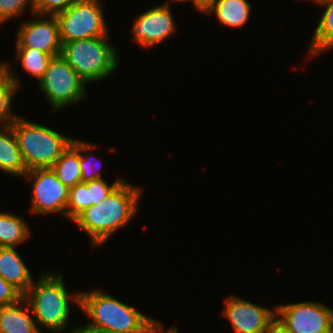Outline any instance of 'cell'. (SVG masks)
Returning a JSON list of instances; mask_svg holds the SVG:
<instances>
[{
	"instance_id": "obj_1",
	"label": "cell",
	"mask_w": 333,
	"mask_h": 333,
	"mask_svg": "<svg viewBox=\"0 0 333 333\" xmlns=\"http://www.w3.org/2000/svg\"><path fill=\"white\" fill-rule=\"evenodd\" d=\"M141 192L142 188L123 180L107 198L86 208L73 222L89 235L93 248L102 245L137 213Z\"/></svg>"
},
{
	"instance_id": "obj_2",
	"label": "cell",
	"mask_w": 333,
	"mask_h": 333,
	"mask_svg": "<svg viewBox=\"0 0 333 333\" xmlns=\"http://www.w3.org/2000/svg\"><path fill=\"white\" fill-rule=\"evenodd\" d=\"M81 309L90 324L110 333H158V321L101 290L80 292Z\"/></svg>"
},
{
	"instance_id": "obj_3",
	"label": "cell",
	"mask_w": 333,
	"mask_h": 333,
	"mask_svg": "<svg viewBox=\"0 0 333 333\" xmlns=\"http://www.w3.org/2000/svg\"><path fill=\"white\" fill-rule=\"evenodd\" d=\"M33 281L23 297L28 301L36 325L59 333L67 327L70 316V299L80 305V293L69 295L60 274L42 273L36 284Z\"/></svg>"
},
{
	"instance_id": "obj_4",
	"label": "cell",
	"mask_w": 333,
	"mask_h": 333,
	"mask_svg": "<svg viewBox=\"0 0 333 333\" xmlns=\"http://www.w3.org/2000/svg\"><path fill=\"white\" fill-rule=\"evenodd\" d=\"M11 126L27 171L35 168H50L73 140L19 116Z\"/></svg>"
},
{
	"instance_id": "obj_5",
	"label": "cell",
	"mask_w": 333,
	"mask_h": 333,
	"mask_svg": "<svg viewBox=\"0 0 333 333\" xmlns=\"http://www.w3.org/2000/svg\"><path fill=\"white\" fill-rule=\"evenodd\" d=\"M108 37L62 43L61 56L86 83L102 80L118 67V53Z\"/></svg>"
},
{
	"instance_id": "obj_6",
	"label": "cell",
	"mask_w": 333,
	"mask_h": 333,
	"mask_svg": "<svg viewBox=\"0 0 333 333\" xmlns=\"http://www.w3.org/2000/svg\"><path fill=\"white\" fill-rule=\"evenodd\" d=\"M100 0H76L65 11L55 16L61 43L108 36Z\"/></svg>"
},
{
	"instance_id": "obj_7",
	"label": "cell",
	"mask_w": 333,
	"mask_h": 333,
	"mask_svg": "<svg viewBox=\"0 0 333 333\" xmlns=\"http://www.w3.org/2000/svg\"><path fill=\"white\" fill-rule=\"evenodd\" d=\"M41 92L54 112L68 104L86 100L87 84L61 56L51 58L43 77L38 81Z\"/></svg>"
},
{
	"instance_id": "obj_8",
	"label": "cell",
	"mask_w": 333,
	"mask_h": 333,
	"mask_svg": "<svg viewBox=\"0 0 333 333\" xmlns=\"http://www.w3.org/2000/svg\"><path fill=\"white\" fill-rule=\"evenodd\" d=\"M276 316L291 333H333V310L317 302L282 304Z\"/></svg>"
},
{
	"instance_id": "obj_9",
	"label": "cell",
	"mask_w": 333,
	"mask_h": 333,
	"mask_svg": "<svg viewBox=\"0 0 333 333\" xmlns=\"http://www.w3.org/2000/svg\"><path fill=\"white\" fill-rule=\"evenodd\" d=\"M32 182V206L34 213H61L66 217V207L69 200L67 188L51 168H35L28 170L24 177Z\"/></svg>"
},
{
	"instance_id": "obj_10",
	"label": "cell",
	"mask_w": 333,
	"mask_h": 333,
	"mask_svg": "<svg viewBox=\"0 0 333 333\" xmlns=\"http://www.w3.org/2000/svg\"><path fill=\"white\" fill-rule=\"evenodd\" d=\"M224 302L223 315L236 333H265L268 324L276 317V309L270 310L235 295Z\"/></svg>"
},
{
	"instance_id": "obj_11",
	"label": "cell",
	"mask_w": 333,
	"mask_h": 333,
	"mask_svg": "<svg viewBox=\"0 0 333 333\" xmlns=\"http://www.w3.org/2000/svg\"><path fill=\"white\" fill-rule=\"evenodd\" d=\"M23 22L17 32L16 48H35L51 56L61 55L59 25L55 15Z\"/></svg>"
},
{
	"instance_id": "obj_12",
	"label": "cell",
	"mask_w": 333,
	"mask_h": 333,
	"mask_svg": "<svg viewBox=\"0 0 333 333\" xmlns=\"http://www.w3.org/2000/svg\"><path fill=\"white\" fill-rule=\"evenodd\" d=\"M133 24V40L144 48L161 43L176 30L168 4L141 13Z\"/></svg>"
},
{
	"instance_id": "obj_13",
	"label": "cell",
	"mask_w": 333,
	"mask_h": 333,
	"mask_svg": "<svg viewBox=\"0 0 333 333\" xmlns=\"http://www.w3.org/2000/svg\"><path fill=\"white\" fill-rule=\"evenodd\" d=\"M26 302L23 297L14 304L0 306V333H41Z\"/></svg>"
},
{
	"instance_id": "obj_14",
	"label": "cell",
	"mask_w": 333,
	"mask_h": 333,
	"mask_svg": "<svg viewBox=\"0 0 333 333\" xmlns=\"http://www.w3.org/2000/svg\"><path fill=\"white\" fill-rule=\"evenodd\" d=\"M15 248L0 247V276L24 295L34 280Z\"/></svg>"
},
{
	"instance_id": "obj_15",
	"label": "cell",
	"mask_w": 333,
	"mask_h": 333,
	"mask_svg": "<svg viewBox=\"0 0 333 333\" xmlns=\"http://www.w3.org/2000/svg\"><path fill=\"white\" fill-rule=\"evenodd\" d=\"M0 170L5 173L24 176L27 173L18 141L11 125H0Z\"/></svg>"
},
{
	"instance_id": "obj_16",
	"label": "cell",
	"mask_w": 333,
	"mask_h": 333,
	"mask_svg": "<svg viewBox=\"0 0 333 333\" xmlns=\"http://www.w3.org/2000/svg\"><path fill=\"white\" fill-rule=\"evenodd\" d=\"M251 5L246 0H215L204 14H215L224 26L243 27L250 16Z\"/></svg>"
},
{
	"instance_id": "obj_17",
	"label": "cell",
	"mask_w": 333,
	"mask_h": 333,
	"mask_svg": "<svg viewBox=\"0 0 333 333\" xmlns=\"http://www.w3.org/2000/svg\"><path fill=\"white\" fill-rule=\"evenodd\" d=\"M50 168L67 188H72L82 182L80 150L71 143Z\"/></svg>"
},
{
	"instance_id": "obj_18",
	"label": "cell",
	"mask_w": 333,
	"mask_h": 333,
	"mask_svg": "<svg viewBox=\"0 0 333 333\" xmlns=\"http://www.w3.org/2000/svg\"><path fill=\"white\" fill-rule=\"evenodd\" d=\"M9 64L0 62V124L11 125L18 117L11 112L13 94L19 88V82L15 73L9 69Z\"/></svg>"
},
{
	"instance_id": "obj_19",
	"label": "cell",
	"mask_w": 333,
	"mask_h": 333,
	"mask_svg": "<svg viewBox=\"0 0 333 333\" xmlns=\"http://www.w3.org/2000/svg\"><path fill=\"white\" fill-rule=\"evenodd\" d=\"M30 237L28 224L10 212L0 213V247H16Z\"/></svg>"
},
{
	"instance_id": "obj_20",
	"label": "cell",
	"mask_w": 333,
	"mask_h": 333,
	"mask_svg": "<svg viewBox=\"0 0 333 333\" xmlns=\"http://www.w3.org/2000/svg\"><path fill=\"white\" fill-rule=\"evenodd\" d=\"M324 5L326 9L320 18L311 40L308 54L310 58L333 48V1Z\"/></svg>"
},
{
	"instance_id": "obj_21",
	"label": "cell",
	"mask_w": 333,
	"mask_h": 333,
	"mask_svg": "<svg viewBox=\"0 0 333 333\" xmlns=\"http://www.w3.org/2000/svg\"><path fill=\"white\" fill-rule=\"evenodd\" d=\"M16 57L28 73L32 74L39 81L53 56L35 48H16Z\"/></svg>"
},
{
	"instance_id": "obj_22",
	"label": "cell",
	"mask_w": 333,
	"mask_h": 333,
	"mask_svg": "<svg viewBox=\"0 0 333 333\" xmlns=\"http://www.w3.org/2000/svg\"><path fill=\"white\" fill-rule=\"evenodd\" d=\"M86 208H88L87 182H80L69 189L66 217L73 221Z\"/></svg>"
},
{
	"instance_id": "obj_23",
	"label": "cell",
	"mask_w": 333,
	"mask_h": 333,
	"mask_svg": "<svg viewBox=\"0 0 333 333\" xmlns=\"http://www.w3.org/2000/svg\"><path fill=\"white\" fill-rule=\"evenodd\" d=\"M72 144L80 150V169H81V179L82 182H88L95 179H101L102 175L100 174V170L97 169V166L95 167L92 163V160H90L89 155L91 156L92 153H89L90 150H94L96 148V145H92V143H88L87 141H78L73 139ZM87 150L89 151L87 154ZM86 152V154L81 153ZM84 151V152H83ZM95 160V159H94ZM95 167V168H94ZM96 169V170H95ZM98 170V171H97Z\"/></svg>"
},
{
	"instance_id": "obj_24",
	"label": "cell",
	"mask_w": 333,
	"mask_h": 333,
	"mask_svg": "<svg viewBox=\"0 0 333 333\" xmlns=\"http://www.w3.org/2000/svg\"><path fill=\"white\" fill-rule=\"evenodd\" d=\"M122 181L123 179L118 178L111 186L108 185L103 178L88 181V208L91 205L99 204L101 201L107 198Z\"/></svg>"
},
{
	"instance_id": "obj_25",
	"label": "cell",
	"mask_w": 333,
	"mask_h": 333,
	"mask_svg": "<svg viewBox=\"0 0 333 333\" xmlns=\"http://www.w3.org/2000/svg\"><path fill=\"white\" fill-rule=\"evenodd\" d=\"M28 5L31 11L35 13V0H0V24L5 23L12 17L21 15Z\"/></svg>"
},
{
	"instance_id": "obj_26",
	"label": "cell",
	"mask_w": 333,
	"mask_h": 333,
	"mask_svg": "<svg viewBox=\"0 0 333 333\" xmlns=\"http://www.w3.org/2000/svg\"><path fill=\"white\" fill-rule=\"evenodd\" d=\"M76 0H35V14L39 17L65 11Z\"/></svg>"
},
{
	"instance_id": "obj_27",
	"label": "cell",
	"mask_w": 333,
	"mask_h": 333,
	"mask_svg": "<svg viewBox=\"0 0 333 333\" xmlns=\"http://www.w3.org/2000/svg\"><path fill=\"white\" fill-rule=\"evenodd\" d=\"M23 298V294L0 276V306L11 305Z\"/></svg>"
},
{
	"instance_id": "obj_28",
	"label": "cell",
	"mask_w": 333,
	"mask_h": 333,
	"mask_svg": "<svg viewBox=\"0 0 333 333\" xmlns=\"http://www.w3.org/2000/svg\"><path fill=\"white\" fill-rule=\"evenodd\" d=\"M265 333H291L285 324L276 316L269 324Z\"/></svg>"
},
{
	"instance_id": "obj_29",
	"label": "cell",
	"mask_w": 333,
	"mask_h": 333,
	"mask_svg": "<svg viewBox=\"0 0 333 333\" xmlns=\"http://www.w3.org/2000/svg\"><path fill=\"white\" fill-rule=\"evenodd\" d=\"M71 333H110V332L98 327H94L90 324H87V325H82L81 327L79 326V328L77 327L74 328Z\"/></svg>"
},
{
	"instance_id": "obj_30",
	"label": "cell",
	"mask_w": 333,
	"mask_h": 333,
	"mask_svg": "<svg viewBox=\"0 0 333 333\" xmlns=\"http://www.w3.org/2000/svg\"><path fill=\"white\" fill-rule=\"evenodd\" d=\"M215 0H196V2L206 10Z\"/></svg>"
},
{
	"instance_id": "obj_31",
	"label": "cell",
	"mask_w": 333,
	"mask_h": 333,
	"mask_svg": "<svg viewBox=\"0 0 333 333\" xmlns=\"http://www.w3.org/2000/svg\"><path fill=\"white\" fill-rule=\"evenodd\" d=\"M163 327L162 324L158 321V333H163ZM164 333H179L175 327H172L171 329L167 330Z\"/></svg>"
},
{
	"instance_id": "obj_32",
	"label": "cell",
	"mask_w": 333,
	"mask_h": 333,
	"mask_svg": "<svg viewBox=\"0 0 333 333\" xmlns=\"http://www.w3.org/2000/svg\"><path fill=\"white\" fill-rule=\"evenodd\" d=\"M176 1L181 2L186 0H176ZM192 2H193L192 4H194V8L196 7L195 9H198L197 11L204 13L205 10L196 2V0H192Z\"/></svg>"
},
{
	"instance_id": "obj_33",
	"label": "cell",
	"mask_w": 333,
	"mask_h": 333,
	"mask_svg": "<svg viewBox=\"0 0 333 333\" xmlns=\"http://www.w3.org/2000/svg\"><path fill=\"white\" fill-rule=\"evenodd\" d=\"M313 1L323 6L324 4L332 2L333 0H313Z\"/></svg>"
}]
</instances>
